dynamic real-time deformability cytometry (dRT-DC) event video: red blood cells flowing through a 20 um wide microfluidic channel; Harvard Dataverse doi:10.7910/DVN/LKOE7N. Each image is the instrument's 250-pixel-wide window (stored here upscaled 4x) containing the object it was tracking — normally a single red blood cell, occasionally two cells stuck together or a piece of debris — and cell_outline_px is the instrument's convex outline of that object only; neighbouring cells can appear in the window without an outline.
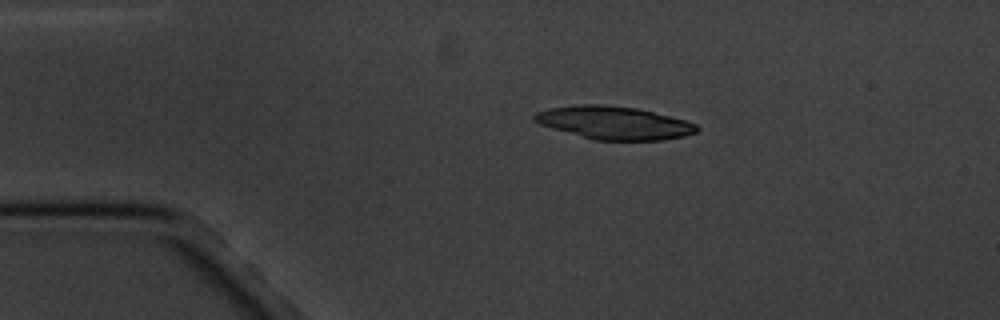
{"species": "common noctule bat (a hibernating species)", "species_latin": "Nyctalus noctula", "temperature_condition": "cold", "stored_images_in_passage": 3, "camera_frame_rate_fps": 3000, "um_per_image_px": 0.085, "animal": {"sex": "male", "body_mass_g": 20.1, "forearm_length_mm": 53.5}, "frame": {"image": 1, "passage_image": 1, "time_ms": 0.0, "image_size_px": [1000, 320], "cell_outline_px": [[700, 128], [696, 132], [684, 136], [664, 140], [592, 140], [552, 128], [540, 124], [532, 120], [532, 116], [536, 112], [548, 108], [576, 104], [604, 104], [636, 108], [684, 120], [696, 124]], "centroid_in_image_um": [52.15, 10.44], "position_along_channel_um": 32.9, "area_um2": 31.27}}